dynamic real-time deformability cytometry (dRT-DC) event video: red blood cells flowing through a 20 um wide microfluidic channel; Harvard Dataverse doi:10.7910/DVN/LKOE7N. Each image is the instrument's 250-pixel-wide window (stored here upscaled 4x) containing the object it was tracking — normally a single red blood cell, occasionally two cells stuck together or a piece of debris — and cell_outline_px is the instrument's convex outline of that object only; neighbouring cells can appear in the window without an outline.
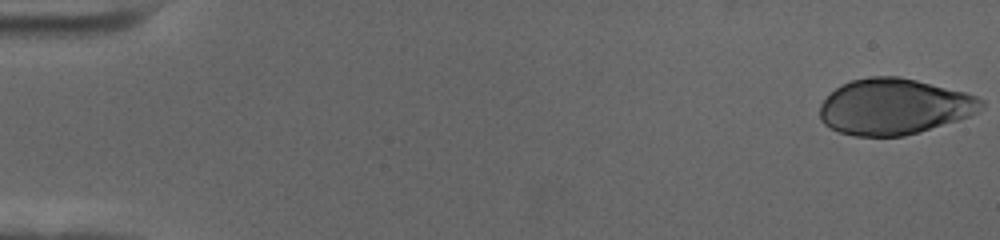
{"species": "human", "species_latin": "Homo sapiens", "temperature_condition": "cold", "stored_images_in_passage": 57, "camera_frame_rate_fps": 3000, "um_per_image_px": 0.085, "donor": {"sex": "female"}, "frame": {"image": 1, "passage_image": 1, "time_ms": 0.0, "image_size_px": [1000, 240], "cell_outline_px": [[984, 104], [976, 112], [968, 116], [920, 132], [904, 136], [856, 136], [840, 132], [824, 124], [820, 120], [820, 104], [840, 84], [852, 80], [868, 76], [900, 76], [964, 92], [976, 96], [984, 100]], "centroid_in_image_um": [75.97, 9.06], "position_along_channel_um": 9.0, "area_um2": 52.37}}
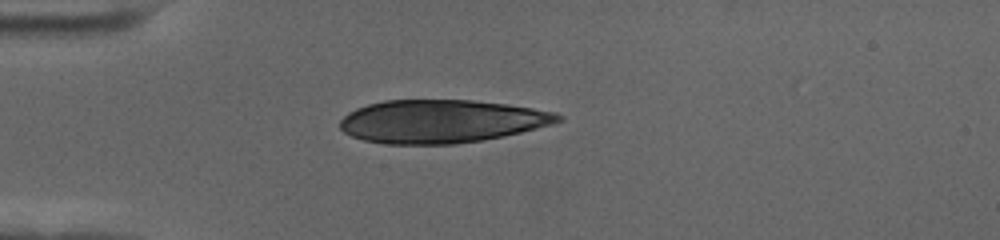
{"frame": {"image": 2, "passage_image": 16, "time_ms": 5.0, "image_size_px": [1000, 240], "cell_outline_px": [[564, 120], [552, 124], [504, 136], [480, 140], [452, 144], [384, 144], [364, 140], [352, 136], [344, 132], [340, 128], [340, 120], [348, 112], [356, 108], [368, 104], [384, 100], [472, 100], [504, 104], [532, 108], [556, 112], [564, 116]], "centroid_in_image_um": [37.51, 10.31], "position_along_channel_um": 47.5, "area_um2": 54.74}}